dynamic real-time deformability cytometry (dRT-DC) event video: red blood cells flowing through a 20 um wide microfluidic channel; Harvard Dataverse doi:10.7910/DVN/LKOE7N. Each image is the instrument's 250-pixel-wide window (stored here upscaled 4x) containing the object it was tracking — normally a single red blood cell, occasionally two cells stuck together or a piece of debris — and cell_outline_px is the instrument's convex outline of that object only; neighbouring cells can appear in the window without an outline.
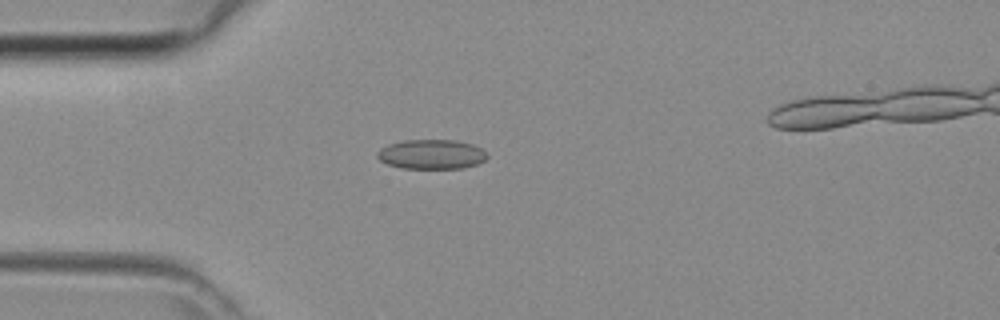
{"species": "common noctule bat (a hibernating species)", "species_latin": "Nyctalus noctula", "temperature_condition": "room temperature", "stored_images_in_passage": 35, "camera_frame_rate_fps": 3000, "um_per_image_px": 0.085, "animal": {"sex": "female", "body_mass_g": 29.2, "forearm_length_mm": 56.3}, "frame": {"image": 1, "passage_image": 6, "time_ms": 1.667, "image_size_px": [1000, 320], "cell_outline_px": [[488, 156], [484, 160], [476, 164], [464, 168], [400, 168], [388, 164], [380, 160], [376, 156], [376, 152], [380, 148], [388, 144], [404, 140], [456, 140], [472, 144], [480, 148]], "centroid_in_image_um": [36.64, 13.11], "position_along_channel_um": 48.4, "area_um2": 18.9}}
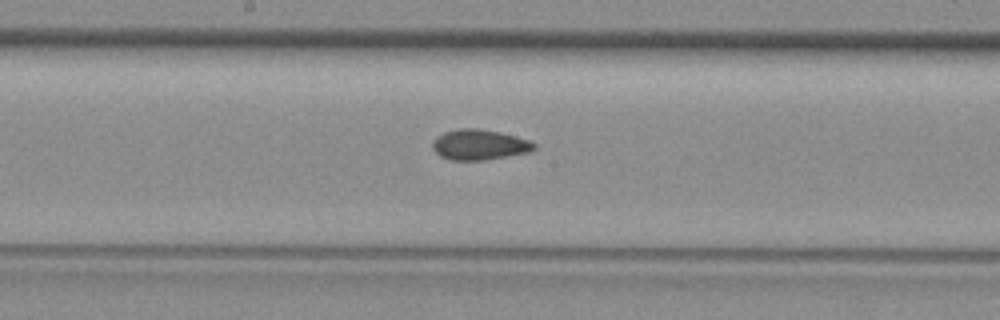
{"frame": {"image": 2, "passage_image": 17, "time_ms": 5.333, "image_size_px": [1000, 320], "cell_outline_px": [[536, 148], [532, 152], [480, 160], [452, 160], [440, 156], [432, 148], [432, 140], [436, 136], [444, 132], [460, 128], [476, 128], [500, 132], [532, 140], [536, 144]], "centroid_in_image_um": [40.76, 12.29], "position_along_channel_um": 207.4, "area_um2": 18.15}}
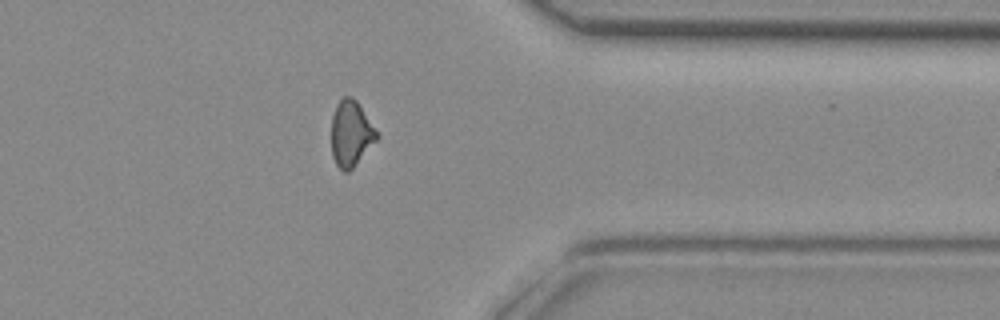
{"frame": {"image": 3, "passage_image": 29, "time_ms": 9.333, "image_size_px": [1000, 320], "cell_outline_px": [[380, 136], [352, 168], [348, 172], [344, 172], [336, 164], [332, 156], [332, 116], [336, 104], [344, 96], [352, 96], [356, 100]], "centroid_in_image_um": [29.82, 11.34], "position_along_channel_um": 381.6, "area_um2": 17.17}}